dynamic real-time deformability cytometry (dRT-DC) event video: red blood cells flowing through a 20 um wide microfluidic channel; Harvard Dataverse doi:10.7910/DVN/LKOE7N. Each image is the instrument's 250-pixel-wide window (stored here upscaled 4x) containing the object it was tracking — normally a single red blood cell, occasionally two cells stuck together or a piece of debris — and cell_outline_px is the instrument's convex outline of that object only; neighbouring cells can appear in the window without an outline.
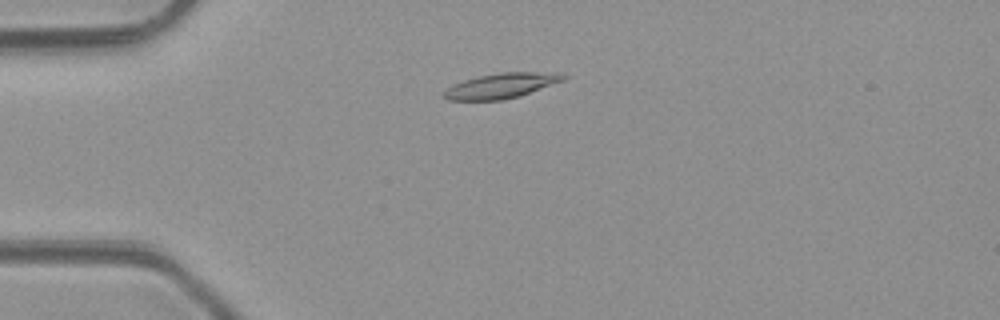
{"species": "common noctule bat (a hibernating species)", "species_latin": "Nyctalus noctula", "temperature_condition": "room temperature", "stored_images_in_passage": 3, "camera_frame_rate_fps": 3000, "um_per_image_px": 0.085, "animal": {"sex": "male", "body_mass_g": 23.1, "forearm_length_mm": 52.7}, "frame": {"image": 1, "passage_image": 1, "time_ms": 0.0, "image_size_px": [1000, 320], "cell_outline_px": [[568, 76], [564, 80], [516, 96], [500, 100], [448, 100], [440, 96], [452, 84], [464, 80], [480, 76], [500, 72], [560, 72]], "centroid_in_image_um": [42.58, 7.27], "position_along_channel_um": 42.4, "area_um2": 17.22}}
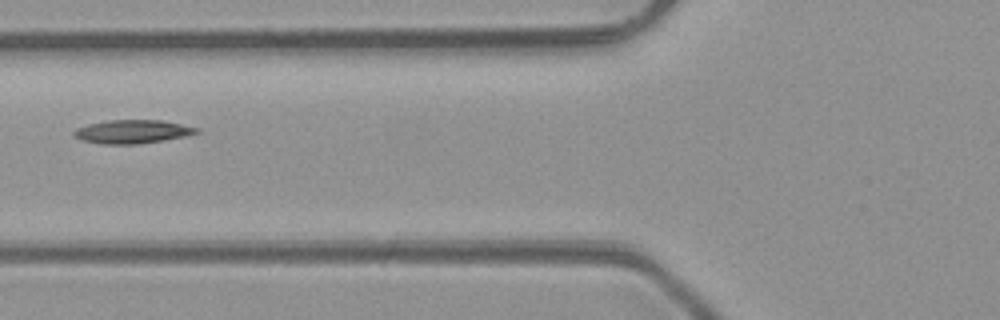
{"frame": {"image": 2, "passage_image": 3, "time_ms": 2.333, "image_size_px": [1000, 320], "cell_outline_px": [[200, 132], [184, 136], [164, 140], [136, 144], [100, 144], [80, 140], [72, 136], [72, 132], [76, 128], [88, 124], [108, 120], [164, 120], [200, 128]], "centroid_in_image_um": [11.22, 11.19], "position_along_channel_um": 114.6, "area_um2": 16.99}}